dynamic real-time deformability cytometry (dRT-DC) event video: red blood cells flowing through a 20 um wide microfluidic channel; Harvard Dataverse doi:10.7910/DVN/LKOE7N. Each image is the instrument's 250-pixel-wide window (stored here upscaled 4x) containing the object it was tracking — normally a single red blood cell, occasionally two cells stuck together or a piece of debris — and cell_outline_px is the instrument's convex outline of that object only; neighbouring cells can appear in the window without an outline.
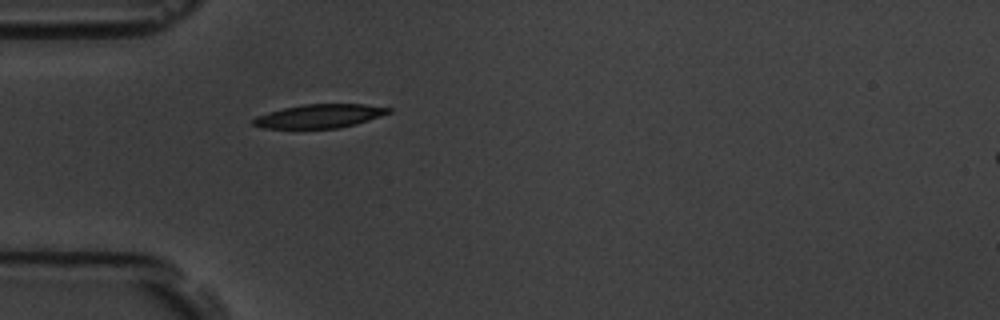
{"species": "common noctule bat (a hibernating species)", "species_latin": "Nyctalus noctula", "temperature_condition": "room temperature", "stored_images_in_passage": 5, "camera_frame_rate_fps": 3000, "um_per_image_px": 0.085, "animal": {"sex": "male", "body_mass_g": 19.5, "forearm_length_mm": 54.6}, "frame": {"image": 1, "passage_image": 5, "time_ms": 4.667, "image_size_px": [1000, 320], "cell_outline_px": [[392, 112], [356, 124], [340, 128], [264, 128], [252, 124], [252, 120], [256, 116], [268, 112], [284, 108], [304, 104], [364, 104], [392, 108]], "centroid_in_image_um": [27.17, 9.86], "position_along_channel_um": 57.8, "area_um2": 18.61}}